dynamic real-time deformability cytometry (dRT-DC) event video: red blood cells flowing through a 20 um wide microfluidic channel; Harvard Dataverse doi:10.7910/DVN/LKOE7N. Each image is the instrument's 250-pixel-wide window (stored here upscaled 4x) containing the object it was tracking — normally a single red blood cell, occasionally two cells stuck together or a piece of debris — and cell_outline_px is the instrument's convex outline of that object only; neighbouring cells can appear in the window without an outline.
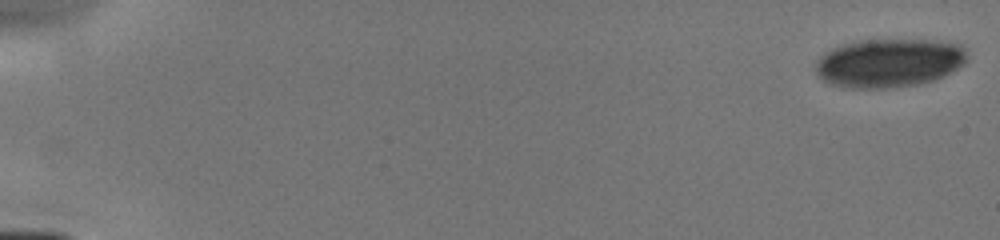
{"species": "human", "species_latin": "Homo sapiens", "temperature_condition": "cold", "stored_images_in_passage": 8, "camera_frame_rate_fps": 3000, "um_per_image_px": 0.085, "donor": {"sex": "male"}, "frame": {"image": 1, "passage_image": 1, "time_ms": 0.0, "image_size_px": [1000, 240], "cell_outline_px": [[968, 60], [964, 64], [944, 76], [920, 84], [888, 88], [848, 88], [828, 84], [816, 72], [816, 60], [820, 56], [832, 48], [844, 44], [860, 40], [932, 40], [960, 44], [968, 48]], "centroid_in_image_um": [75.6, 5.35], "position_along_channel_um": 9.4, "area_um2": 43.29}}
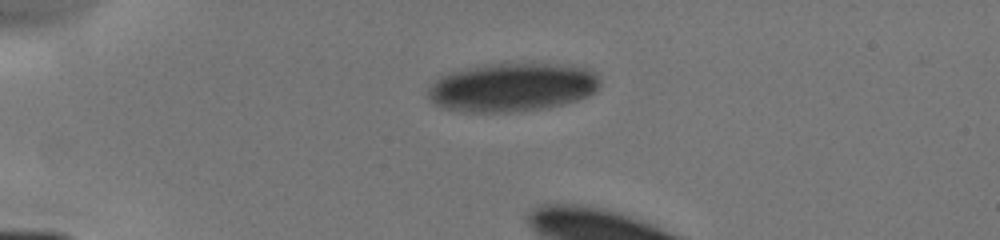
{"frame": {"image": 2, "passage_image": 5, "time_ms": 4.0, "image_size_px": [1000, 240], "cell_outline_px": [[600, 84], [588, 96], [564, 104], [544, 108], [512, 112], [464, 112], [440, 108], [428, 96], [428, 88], [440, 76], [452, 72], [480, 64], [548, 64], [592, 68], [596, 72], [600, 80]], "centroid_in_image_um": [43.53, 7.42], "position_along_channel_um": 41.5, "area_um2": 48.73}}